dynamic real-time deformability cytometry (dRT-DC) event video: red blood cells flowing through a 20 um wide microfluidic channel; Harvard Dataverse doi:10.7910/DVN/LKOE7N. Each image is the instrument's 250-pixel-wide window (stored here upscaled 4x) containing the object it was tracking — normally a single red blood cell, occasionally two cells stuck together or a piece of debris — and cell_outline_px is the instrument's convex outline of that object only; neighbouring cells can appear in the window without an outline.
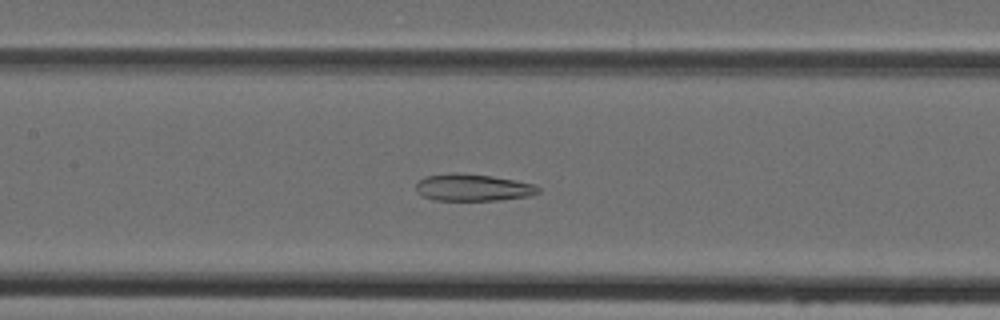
{"species": "Egyptian fruit bat (a non-hibernating species)", "species_latin": "Rousettus aegyptiacus", "temperature_condition": "cold", "stored_images_in_passage": 45, "camera_frame_rate_fps": 3000, "um_per_image_px": 0.085, "animal": {"sex": "female"}, "frame": {"image": 1, "passage_image": 20, "time_ms": 6.333, "image_size_px": [1000, 320], "cell_outline_px": [[540, 192], [528, 196], [500, 200], [436, 200], [424, 196], [416, 192], [416, 184], [424, 176], [448, 172], [456, 172], [492, 176], [532, 184], [540, 188]], "centroid_in_image_um": [40.15, 15.93], "position_along_channel_um": 167.2, "area_um2": 19.19}}
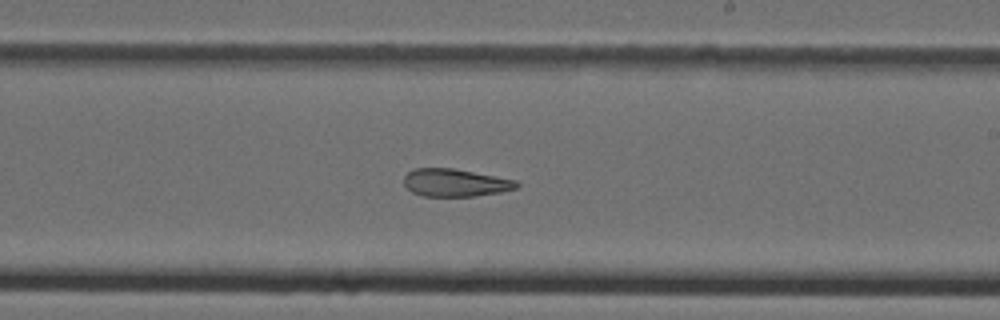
{"frame": {"image": 2, "passage_image": 26, "time_ms": 8.333, "image_size_px": [1000, 320], "cell_outline_px": [[520, 184], [516, 188], [500, 192], [476, 196], [424, 196], [412, 192], [404, 184], [404, 176], [408, 172], [416, 168], [452, 168], [516, 180]], "centroid_in_image_um": [38.69, 15.53], "position_along_channel_um": 250.3, "area_um2": 18.03}}
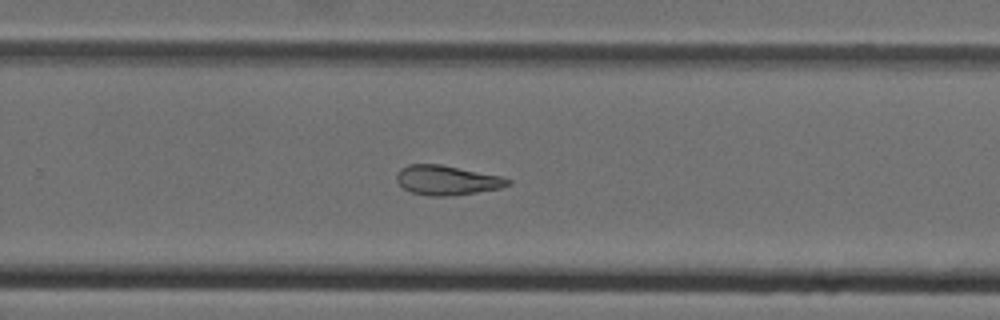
{"frame": {"image": 3, "passage_image": 29, "time_ms": 9.333, "image_size_px": [1000, 320], "cell_outline_px": [[512, 184], [500, 188], [476, 192], [448, 196], [428, 196], [412, 192], [404, 188], [396, 180], [396, 172], [400, 168], [408, 164], [440, 164], [500, 176], [512, 180]], "centroid_in_image_um": [37.97, 15.31], "position_along_channel_um": 291.8, "area_um2": 19.13}}